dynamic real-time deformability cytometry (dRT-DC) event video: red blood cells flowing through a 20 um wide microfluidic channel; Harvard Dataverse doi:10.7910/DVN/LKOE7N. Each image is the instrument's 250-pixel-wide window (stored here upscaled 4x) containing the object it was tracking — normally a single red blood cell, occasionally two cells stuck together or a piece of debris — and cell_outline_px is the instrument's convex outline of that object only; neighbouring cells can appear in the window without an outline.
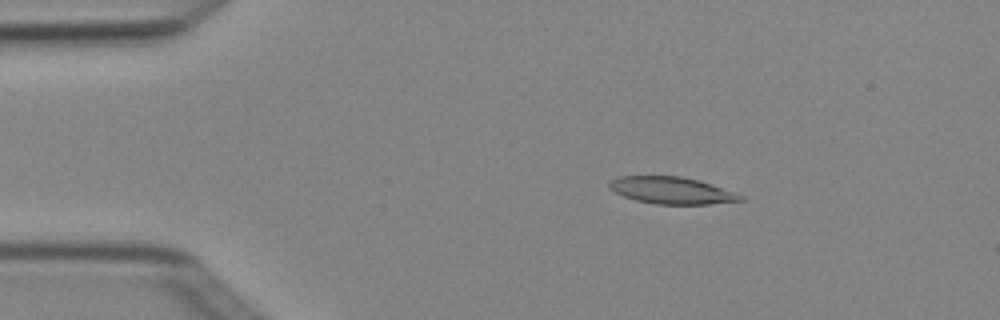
{"species": "Egyptian fruit bat (a non-hibernating species)", "species_latin": "Rousettus aegyptiacus", "temperature_condition": "cold", "stored_images_in_passage": 4, "camera_frame_rate_fps": 3000, "um_per_image_px": 0.085, "animal": {"sex": "female"}, "frame": {"image": 1, "passage_image": 2, "time_ms": 0.333, "image_size_px": [1000, 320], "cell_outline_px": [[744, 200], [708, 204], [656, 204], [636, 200], [624, 196], [608, 188], [608, 180], [620, 176], [680, 176], [700, 180], [736, 192], [744, 196]], "centroid_in_image_um": [57.09, 16.18], "position_along_channel_um": 27.9, "area_um2": 20.69}}
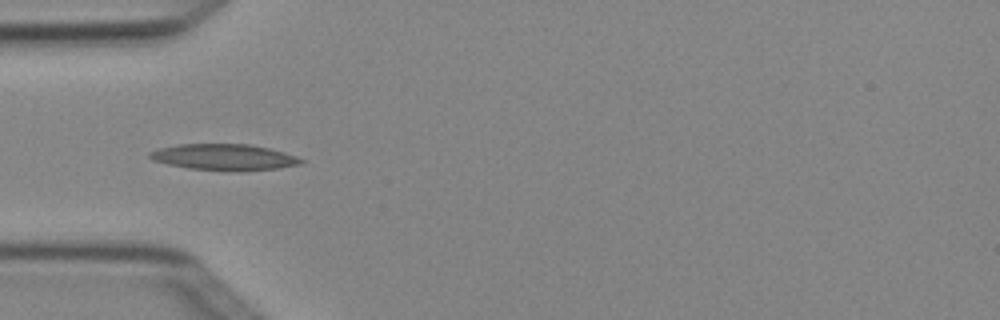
{"frame": {"image": 2, "passage_image": 4, "time_ms": 1.0, "image_size_px": [1000, 320], "cell_outline_px": [[304, 160], [300, 164], [280, 168], [240, 172], [188, 168], [168, 164], [152, 160], [148, 156], [148, 152], [156, 148], [176, 144], [248, 144], [268, 148], [284, 152], [296, 156]], "centroid_in_image_um": [19.02, 13.36], "position_along_channel_um": 66.0, "area_um2": 23.35}}